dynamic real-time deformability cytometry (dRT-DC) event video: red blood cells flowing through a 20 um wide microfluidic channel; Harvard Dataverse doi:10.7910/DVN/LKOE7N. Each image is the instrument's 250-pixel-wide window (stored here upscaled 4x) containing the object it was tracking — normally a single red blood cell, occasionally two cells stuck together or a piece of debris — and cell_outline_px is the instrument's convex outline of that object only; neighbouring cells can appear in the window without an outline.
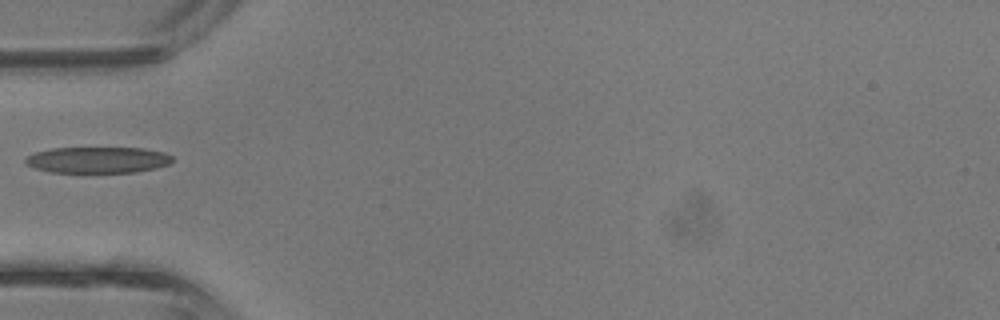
{"species": "common noctule bat (a hibernating species)", "species_latin": "Nyctalus noctula", "temperature_condition": "room temperature", "stored_images_in_passage": 1, "camera_frame_rate_fps": 3000, "um_per_image_px": 0.085, "animal": {"sex": "male", "body_mass_g": 13.3}, "frame": {"image": 1, "passage_image": 1, "time_ms": 0.0, "image_size_px": [1000, 320], "cell_outline_px": [[172, 160], [168, 164], [156, 168], [136, 172], [48, 172], [36, 168], [28, 164], [24, 160], [28, 156], [36, 152], [52, 148], [144, 148], [164, 152], [172, 156]], "centroid_in_image_um": [8.33, 13.59], "position_along_channel_um": 76.7, "area_um2": 22.25}}